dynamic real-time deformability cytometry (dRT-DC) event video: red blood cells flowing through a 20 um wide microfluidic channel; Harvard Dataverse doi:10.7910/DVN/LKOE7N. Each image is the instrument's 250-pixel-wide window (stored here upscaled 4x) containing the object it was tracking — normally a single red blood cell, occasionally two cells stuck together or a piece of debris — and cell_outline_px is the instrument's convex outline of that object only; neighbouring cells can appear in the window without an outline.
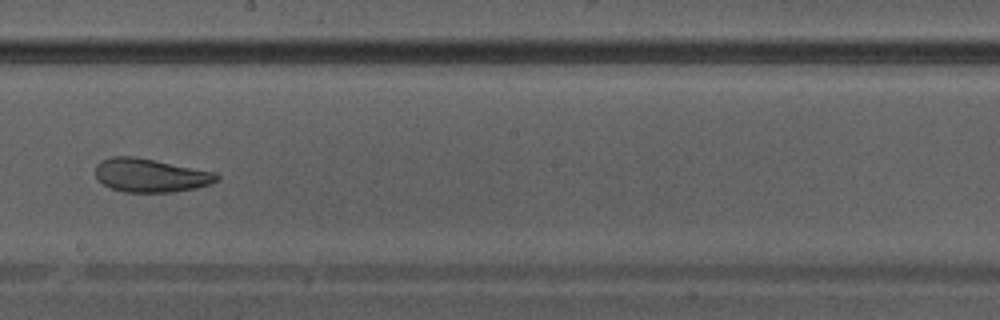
{"species": "Egyptian fruit bat (a non-hibernating species)", "species_latin": "Rousettus aegyptiacus", "temperature_condition": "warm", "stored_images_in_passage": 41, "camera_frame_rate_fps": 3000, "um_per_image_px": 0.085, "animal": {"sex": "male"}, "frame": {"image": 1, "passage_image": 24, "time_ms": 7.667, "image_size_px": [1000, 320], "cell_outline_px": [[220, 180], [212, 184], [196, 188], [176, 192], [124, 192], [112, 188], [104, 184], [96, 176], [96, 164], [100, 160], [112, 156], [136, 156], [216, 172], [220, 176]], "centroid_in_image_um": [12.84, 14.9], "position_along_channel_um": 235.4, "area_um2": 23.99}}